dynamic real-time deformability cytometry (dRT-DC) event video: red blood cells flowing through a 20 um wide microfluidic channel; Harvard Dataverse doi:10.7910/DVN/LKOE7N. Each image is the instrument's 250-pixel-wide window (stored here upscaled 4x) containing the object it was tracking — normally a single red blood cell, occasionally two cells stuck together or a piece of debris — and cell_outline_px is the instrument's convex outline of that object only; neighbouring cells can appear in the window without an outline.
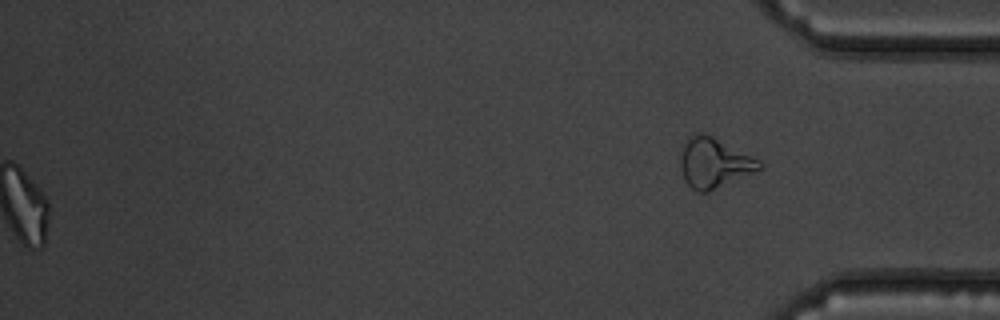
{"species": "common noctule bat (a hibernating species)", "species_latin": "Nyctalus noctula", "temperature_condition": "warm", "stored_images_in_passage": 42, "segment_of_instrument_passage": [2, 2], "camera_frame_rate_fps": 3000, "um_per_image_px": 0.085, "animal": {"sex": "male", "body_mass_g": 19.5, "forearm_length_mm": 54.6}, "frame": {"image": 1, "passage_image": 42, "time_ms": 13.667, "image_size_px": [1000, 320], "cell_outline_px": [[764, 164], [760, 168], [752, 172], [708, 192], [700, 192], [692, 188], [684, 180], [680, 164], [680, 148], [684, 140], [692, 132], [704, 132], [760, 160]], "centroid_in_image_um": [60.62, 13.8], "position_along_channel_um": 374.6, "area_um2": 22.95}}